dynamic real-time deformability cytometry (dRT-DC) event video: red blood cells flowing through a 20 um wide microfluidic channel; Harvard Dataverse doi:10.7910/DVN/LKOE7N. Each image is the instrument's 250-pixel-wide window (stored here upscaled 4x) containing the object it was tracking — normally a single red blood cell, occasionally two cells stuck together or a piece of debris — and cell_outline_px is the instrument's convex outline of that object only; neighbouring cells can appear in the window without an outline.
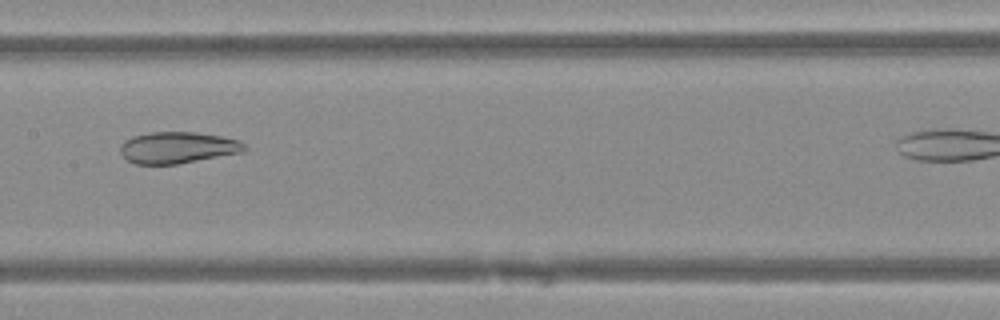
{"species": "Egyptian fruit bat (a non-hibernating species)", "species_latin": "Rousettus aegyptiacus", "temperature_condition": "warm", "stored_images_in_passage": 32, "camera_frame_rate_fps": 3000, "um_per_image_px": 0.085, "animal": {"sex": "female"}, "frame": {"image": 1, "passage_image": 16, "time_ms": 5.0, "image_size_px": [1000, 320], "cell_outline_px": [[248, 148], [244, 152], [176, 164], [136, 164], [128, 160], [120, 152], [120, 144], [124, 140], [132, 136], [152, 132], [196, 132], [220, 136], [240, 140]], "centroid_in_image_um": [15.11, 12.54], "position_along_channel_um": 192.3, "area_um2": 22.83}}
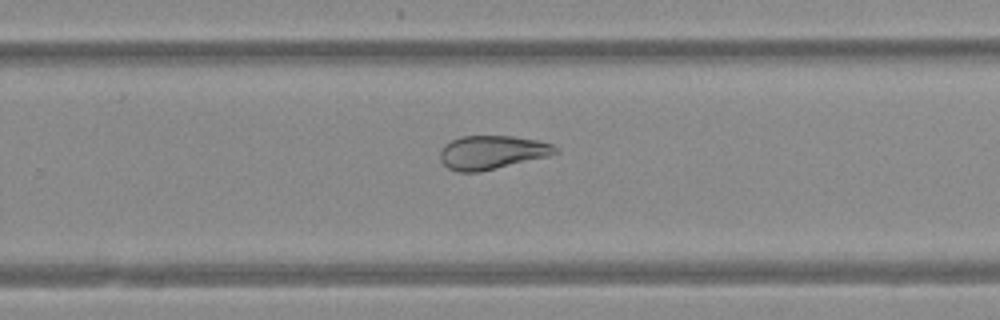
{"frame": {"image": 2, "passage_image": 23, "time_ms": 7.333, "image_size_px": [1000, 320], "cell_outline_px": [[560, 152], [548, 156], [480, 172], [456, 172], [448, 168], [440, 160], [440, 152], [444, 144], [460, 136], [512, 136], [536, 140], [552, 144], [560, 148]], "centroid_in_image_um": [41.82, 12.95], "position_along_channel_um": 288.0, "area_um2": 22.72}}
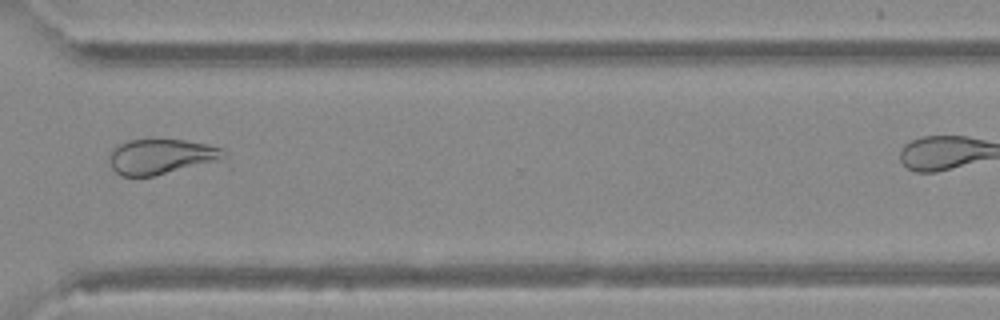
{"frame": {"image": 3, "passage_image": 28, "time_ms": 9.0, "image_size_px": [1000, 320], "cell_outline_px": [[228, 168], [152, 176], [120, 176], [112, 168], [108, 156], [112, 148], [128, 140], [184, 140], [208, 144], [224, 148], [228, 156]], "centroid_in_image_um": [14.08, 13.4], "position_along_channel_um": 356.5, "area_um2": 26.18}}